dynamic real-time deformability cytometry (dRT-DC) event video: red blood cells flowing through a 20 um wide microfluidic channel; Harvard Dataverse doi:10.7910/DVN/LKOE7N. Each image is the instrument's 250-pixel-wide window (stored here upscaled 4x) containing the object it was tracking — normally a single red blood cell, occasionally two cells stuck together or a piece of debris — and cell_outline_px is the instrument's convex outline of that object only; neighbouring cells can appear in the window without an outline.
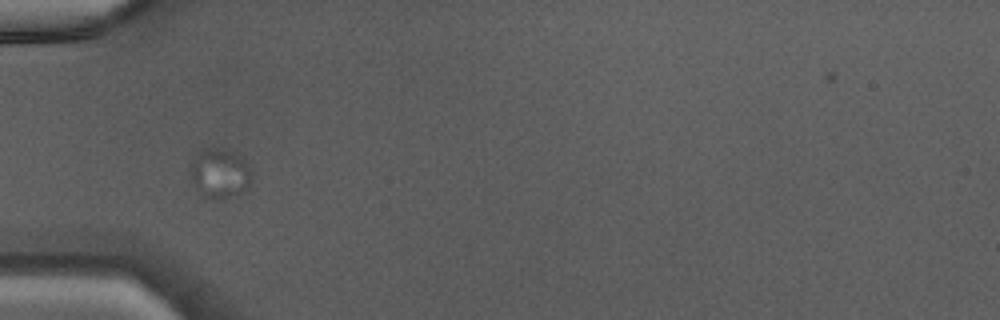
{"species": "Egyptian fruit bat (a non-hibernating species)", "species_latin": "Rousettus aegyptiacus", "temperature_condition": "warm", "stored_images_in_passage": 50, "camera_frame_rate_fps": 3000, "um_per_image_px": 0.085, "animal": {"sex": "male"}, "frame": {"image": 1, "passage_image": 19, "time_ms": 6.0, "image_size_px": [1000, 320], "cell_outline_px": [[252, 176], [248, 188], [244, 192], [216, 200], [208, 200], [200, 196], [188, 176], [196, 152], [204, 148], [232, 148], [244, 160]], "centroid_in_image_um": [18.64, 14.74], "position_along_channel_um": 66.4, "area_um2": 18.38}}
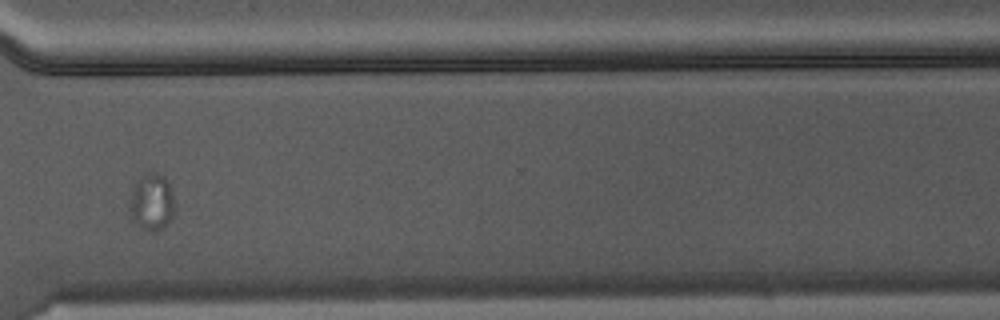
{"frame": {"image": 2, "passage_image": 39, "time_ms": 12.667, "image_size_px": [1000, 320], "cell_outline_px": [[176, 208], [172, 220], [164, 228], [152, 232], [144, 232], [136, 224], [128, 212], [128, 204], [132, 188], [148, 172], [152, 172], [164, 176], [172, 192], [176, 204]], "centroid_in_image_um": [12.91, 17.26], "position_along_channel_um": 357.7, "area_um2": 15.37}}
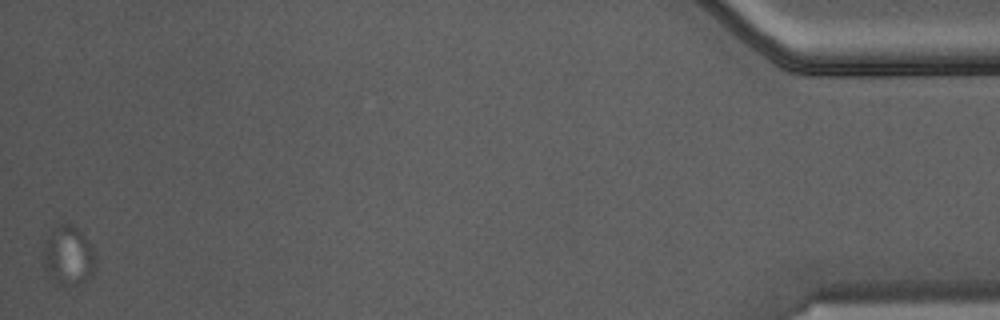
{"frame": {"image": 3, "passage_image": 50, "time_ms": 16.333, "image_size_px": [1000, 320], "cell_outline_px": [[96, 268], [84, 280], [76, 284], [64, 288], [48, 280], [44, 268], [44, 244], [48, 236], [64, 220], [68, 220], [84, 236], [92, 248], [96, 256]], "centroid_in_image_um": [5.78, 21.77], "position_along_channel_um": 429.4, "area_um2": 18.32}}